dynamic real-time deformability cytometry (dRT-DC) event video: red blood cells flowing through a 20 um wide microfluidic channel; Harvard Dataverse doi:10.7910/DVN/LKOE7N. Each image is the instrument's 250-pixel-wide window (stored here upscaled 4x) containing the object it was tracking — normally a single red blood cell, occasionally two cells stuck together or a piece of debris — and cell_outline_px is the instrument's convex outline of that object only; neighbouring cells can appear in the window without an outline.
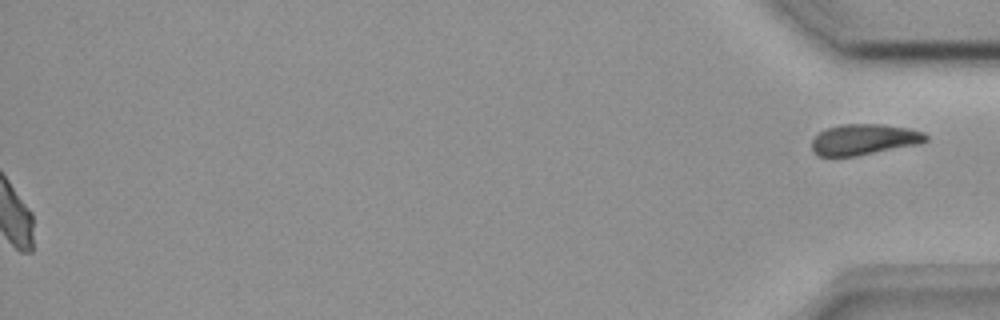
{"species": "common noctule bat (a hibernating species)", "species_latin": "Nyctalus noctula", "temperature_condition": "room temperature", "stored_images_in_passage": 42, "segment_of_instrument_passage": [2, 2], "camera_frame_rate_fps": 3000, "um_per_image_px": 0.085, "animal": {"sex": "female", "body_mass_g": 18.4}, "frame": {"image": 1, "passage_image": 42, "time_ms": 13.667, "image_size_px": [1000, 320], "cell_outline_px": [[928, 140], [920, 144], [856, 156], [816, 156], [812, 152], [812, 140], [820, 132], [828, 128], [840, 124], [880, 124], [908, 128], [924, 132], [928, 136]], "centroid_in_image_um": [73.45, 11.86], "position_along_channel_um": 361.7, "area_um2": 20.58}}